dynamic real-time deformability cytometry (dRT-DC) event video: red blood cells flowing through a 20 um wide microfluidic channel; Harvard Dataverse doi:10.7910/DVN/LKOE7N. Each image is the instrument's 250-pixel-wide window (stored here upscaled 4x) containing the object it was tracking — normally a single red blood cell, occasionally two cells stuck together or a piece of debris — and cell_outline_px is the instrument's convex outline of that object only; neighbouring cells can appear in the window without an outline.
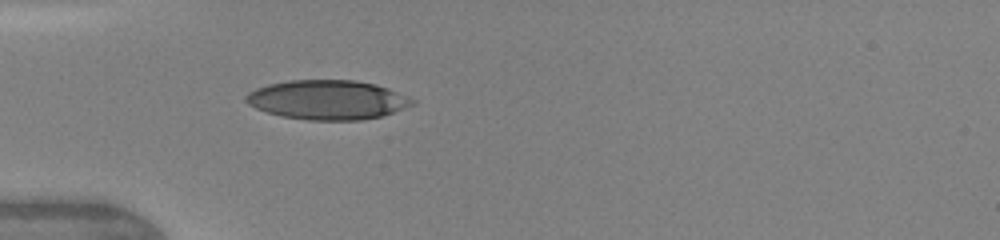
{"species": "human", "species_latin": "Homo sapiens", "temperature_condition": "warm", "stored_images_in_passage": 1, "camera_frame_rate_fps": 3000, "um_per_image_px": 0.085, "donor": {"sex": "female"}, "frame": {"image": 1, "passage_image": 1, "time_ms": 0.0, "image_size_px": [1000, 240], "cell_outline_px": [[416, 104], [380, 116], [360, 120], [308, 120], [280, 116], [256, 108], [248, 104], [244, 100], [244, 96], [248, 92], [256, 88], [268, 84], [288, 80], [356, 80], [376, 84], [388, 88], [408, 96], [416, 100]], "centroid_in_image_um": [27.83, 8.48], "position_along_channel_um": 57.2, "area_um2": 38.32}}